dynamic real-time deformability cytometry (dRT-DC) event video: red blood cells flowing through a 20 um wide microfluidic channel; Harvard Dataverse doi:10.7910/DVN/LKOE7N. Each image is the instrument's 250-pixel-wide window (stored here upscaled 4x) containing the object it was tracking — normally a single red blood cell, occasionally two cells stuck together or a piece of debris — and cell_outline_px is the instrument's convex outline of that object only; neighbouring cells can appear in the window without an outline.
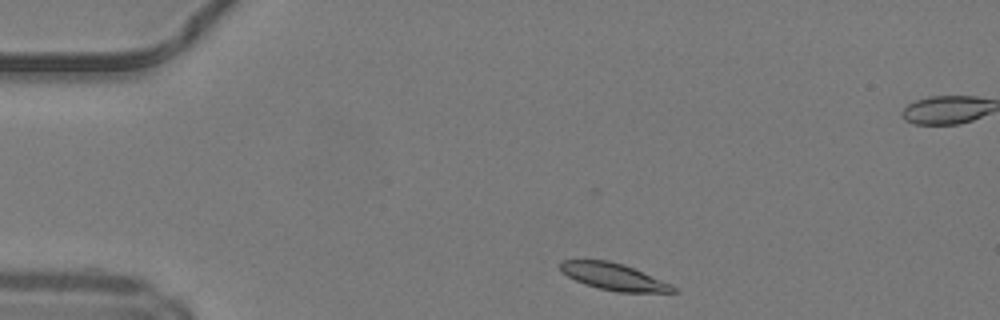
{"species": "common noctule bat (a hibernating species)", "species_latin": "Nyctalus noctula", "temperature_condition": "warm", "stored_images_in_passage": 43, "segment_of_instrument_passage": [1, 2], "camera_frame_rate_fps": 3000, "um_per_image_px": 0.085, "animal": {"sex": "male", "body_mass_g": 19.2, "forearm_length_mm": 51.8}, "frame": {"image": 1, "passage_image": 2, "time_ms": 0.333, "image_size_px": [1000, 320], "cell_outline_px": [[680, 292], [616, 292], [584, 284], [568, 276], [560, 268], [560, 260], [608, 260], [624, 264], [672, 284]], "centroid_in_image_um": [52.2, 23.52], "position_along_channel_um": 32.8, "area_um2": 17.57}}
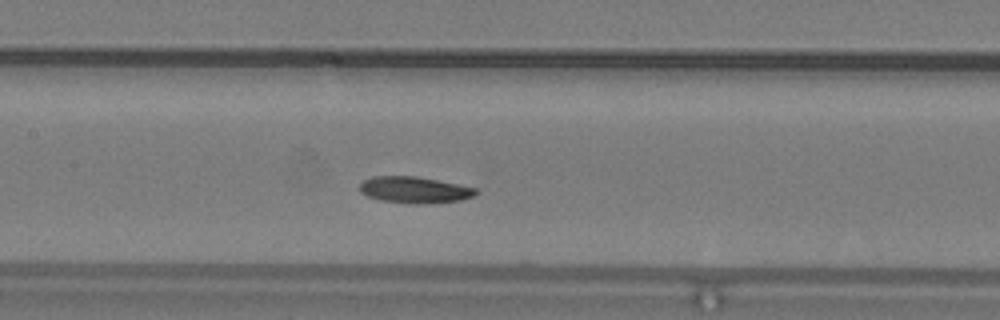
{"frame": {"image": 2, "passage_image": 16, "time_ms": 5.0, "image_size_px": [1000, 320], "cell_outline_px": [[480, 192], [476, 196], [460, 200], [428, 204], [412, 204], [380, 200], [368, 196], [360, 192], [360, 184], [364, 180], [372, 176], [416, 176], [476, 188]], "centroid_in_image_um": [35.25, 16.15], "position_along_channel_um": 172.1, "area_um2": 17.98}}
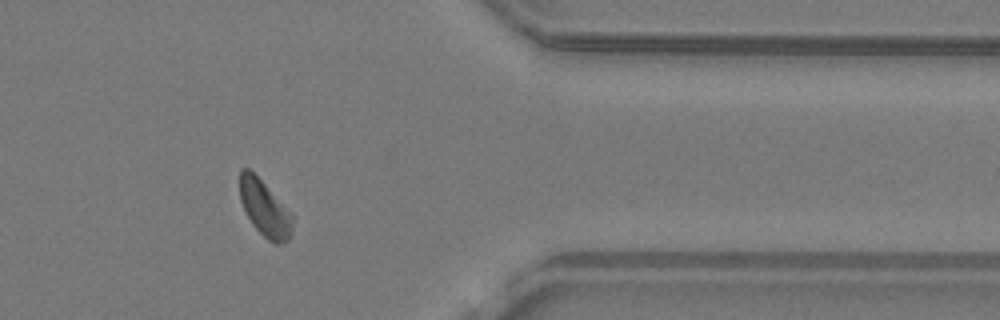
{"frame": {"image": 3, "passage_image": 33, "time_ms": 10.667, "image_size_px": [1000, 320], "cell_outline_px": [[292, 228], [288, 240], [280, 244], [276, 244], [268, 240], [252, 224], [240, 200], [240, 168], [248, 168], [264, 184], [292, 216]], "centroid_in_image_um": [22.47, 17.74], "position_along_channel_um": 388.9, "area_um2": 16.47}}